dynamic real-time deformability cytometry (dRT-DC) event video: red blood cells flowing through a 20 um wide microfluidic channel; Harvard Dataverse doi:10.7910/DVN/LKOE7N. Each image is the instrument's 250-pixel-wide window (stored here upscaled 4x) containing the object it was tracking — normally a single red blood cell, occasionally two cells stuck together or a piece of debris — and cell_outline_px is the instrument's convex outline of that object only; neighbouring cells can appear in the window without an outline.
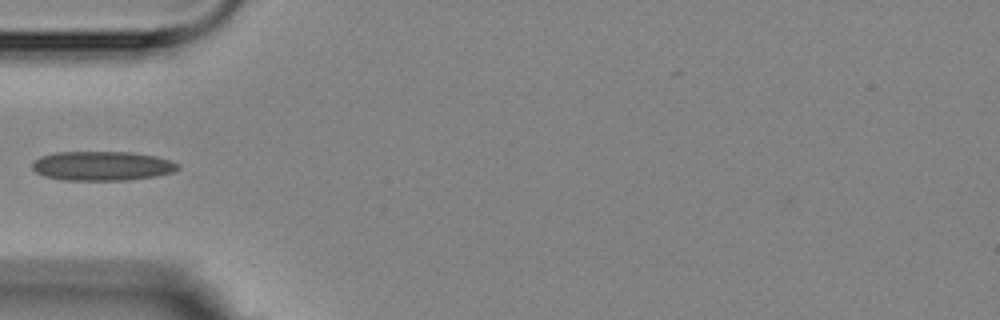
{"species": "Egyptian fruit bat (a non-hibernating species)", "species_latin": "Rousettus aegyptiacus", "temperature_condition": "room temperature", "stored_images_in_passage": 8, "camera_frame_rate_fps": 3000, "um_per_image_px": 0.085, "animal": {"sex": "female"}, "frame": {"image": 1, "passage_image": 5, "time_ms": 4.667, "image_size_px": [1000, 320], "cell_outline_px": [[180, 168], [172, 172], [156, 176], [128, 180], [60, 180], [44, 176], [36, 172], [32, 168], [32, 164], [40, 156], [56, 152], [128, 152], [156, 156], [180, 164]], "centroid_in_image_um": [8.67, 14.11], "position_along_channel_um": 76.3, "area_um2": 24.91}}
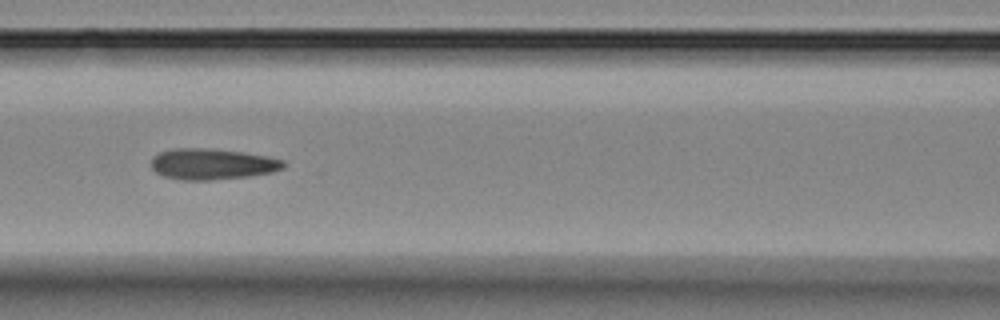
{"frame": {"image": 2, "passage_image": 7, "time_ms": 6.667, "image_size_px": [1000, 320], "cell_outline_px": [[284, 168], [272, 172], [248, 176], [208, 180], [180, 180], [164, 176], [156, 172], [152, 168], [152, 156], [160, 152], [172, 148], [208, 148], [244, 152], [268, 156], [284, 160]], "centroid_in_image_um": [18.03, 13.93], "position_along_channel_um": 148.6, "area_um2": 23.93}}
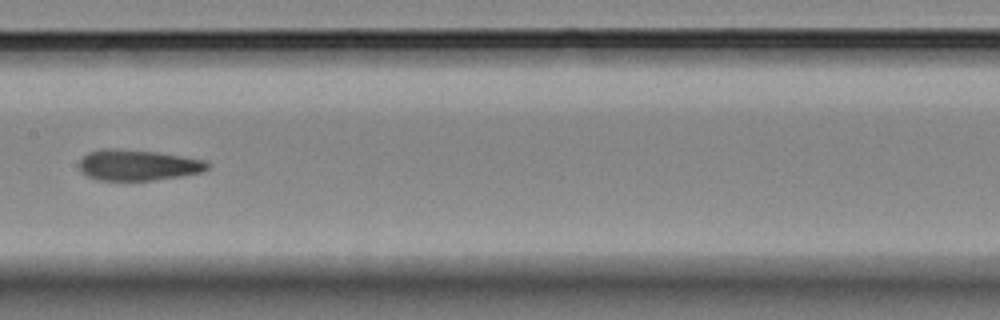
{"frame": {"image": 3, "passage_image": 8, "time_ms": 8.0, "image_size_px": [1000, 320], "cell_outline_px": [[208, 168], [200, 172], [180, 176], [152, 180], [96, 180], [80, 172], [80, 160], [88, 152], [108, 148], [116, 148], [156, 152], [204, 160], [208, 164]], "centroid_in_image_um": [11.67, 14.03], "position_along_channel_um": 195.7, "area_um2": 22.77}}